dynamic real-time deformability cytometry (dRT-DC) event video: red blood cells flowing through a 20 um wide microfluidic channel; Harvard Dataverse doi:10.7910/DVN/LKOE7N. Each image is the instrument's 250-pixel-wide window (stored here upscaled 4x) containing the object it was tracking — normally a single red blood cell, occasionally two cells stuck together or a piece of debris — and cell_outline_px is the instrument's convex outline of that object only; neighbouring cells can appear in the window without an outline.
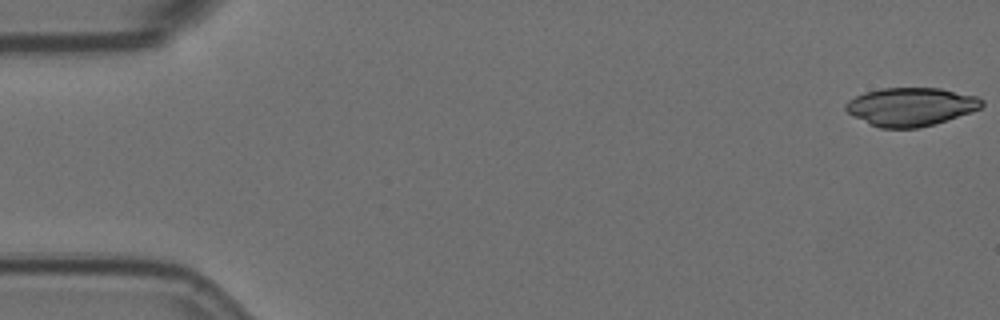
{"species": "Egyptian fruit bat (a non-hibernating species)", "species_latin": "Rousettus aegyptiacus", "temperature_condition": "room temperature", "stored_images_in_passage": 4, "camera_frame_rate_fps": 3000, "um_per_image_px": 0.085, "animal": {"sex": "female"}, "frame": {"image": 1, "passage_image": 1, "time_ms": 0.0, "image_size_px": [1000, 320], "cell_outline_px": [[984, 104], [980, 108], [972, 112], [932, 124], [916, 128], [880, 128], [852, 116], [844, 108], [844, 104], [848, 100], [864, 92], [884, 88], [940, 88], [976, 96], [984, 100]], "centroid_in_image_um": [77.4, 9.06], "position_along_channel_um": 7.6, "area_um2": 30.29}}